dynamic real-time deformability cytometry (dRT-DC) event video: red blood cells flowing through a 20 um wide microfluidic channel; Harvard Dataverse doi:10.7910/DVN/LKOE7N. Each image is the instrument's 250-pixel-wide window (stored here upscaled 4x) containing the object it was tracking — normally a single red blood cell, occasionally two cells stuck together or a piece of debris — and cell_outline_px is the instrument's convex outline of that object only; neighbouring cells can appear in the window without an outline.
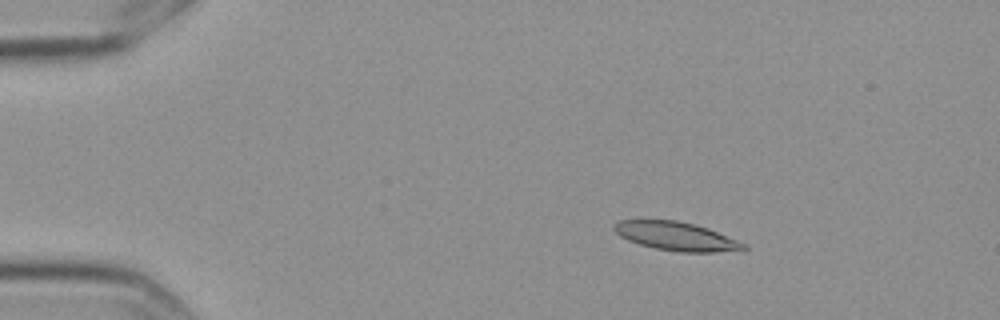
{"species": "Egyptian fruit bat (a non-hibernating species)", "species_latin": "Rousettus aegyptiacus", "temperature_condition": "cold", "stored_images_in_passage": 5, "camera_frame_rate_fps": 3000, "um_per_image_px": 0.085, "frame": {"image": 1, "passage_image": 3, "time_ms": 0.667, "image_size_px": [1000, 320], "cell_outline_px": [[748, 248], [716, 252], [680, 252], [656, 248], [640, 244], [628, 240], [620, 236], [612, 228], [612, 224], [620, 220], [676, 220], [696, 224], [708, 228], [748, 244]], "centroid_in_image_um": [57.47, 20.07], "position_along_channel_um": 27.5, "area_um2": 21.56}}